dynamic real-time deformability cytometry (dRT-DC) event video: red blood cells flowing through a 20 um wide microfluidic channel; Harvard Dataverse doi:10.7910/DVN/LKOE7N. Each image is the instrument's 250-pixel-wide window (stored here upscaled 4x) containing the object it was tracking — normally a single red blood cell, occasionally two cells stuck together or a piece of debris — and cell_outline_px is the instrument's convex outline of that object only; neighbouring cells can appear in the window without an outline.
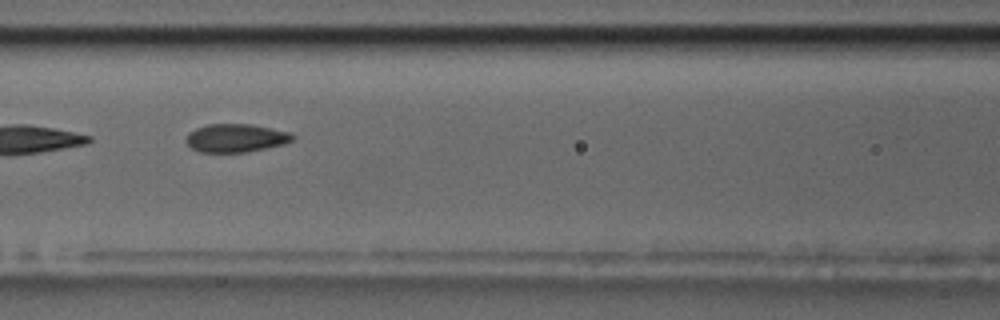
{"species": "common noctule bat (a hibernating species)", "species_latin": "Nyctalus noctula", "temperature_condition": "room temperature", "stored_images_in_passage": 7, "segment_of_instrument_passage": [2, 2], "camera_frame_rate_fps": 3000, "um_per_image_px": 0.085, "animal": {"sex": "male", "body_mass_g": 17.5, "forearm_length_mm": 52.3}, "frame": {"image": 1, "passage_image": 7, "time_ms": 7.0, "image_size_px": [1000, 320], "cell_outline_px": [[296, 136], [292, 140], [284, 144], [248, 152], [200, 152], [192, 148], [184, 140], [188, 132], [196, 128], [208, 124], [252, 124], [292, 132]], "centroid_in_image_um": [20.06, 11.72], "position_along_channel_um": 146.5, "area_um2": 17.74}}